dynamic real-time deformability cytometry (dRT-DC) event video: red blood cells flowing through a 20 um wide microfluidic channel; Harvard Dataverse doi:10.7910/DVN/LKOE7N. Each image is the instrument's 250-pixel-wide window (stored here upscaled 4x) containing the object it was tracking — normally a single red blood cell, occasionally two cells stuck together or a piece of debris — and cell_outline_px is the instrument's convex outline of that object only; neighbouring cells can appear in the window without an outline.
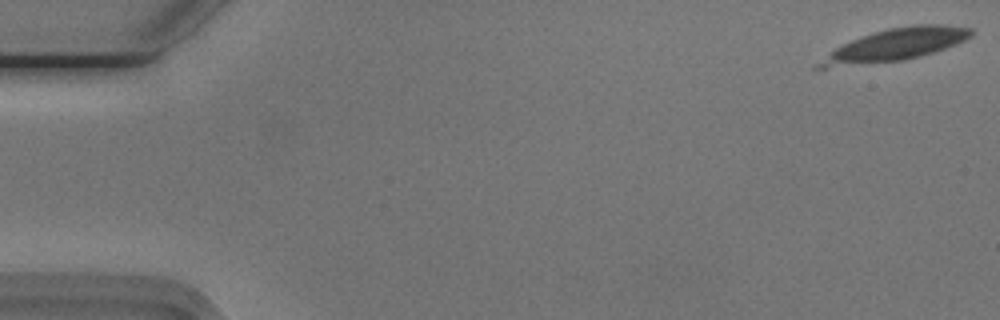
{"species": "Egyptian fruit bat (a non-hibernating species)", "species_latin": "Rousettus aegyptiacus", "temperature_condition": "cold", "stored_images_in_passage": 16, "camera_frame_rate_fps": 3000, "um_per_image_px": 0.085, "animal": {"sex": "male"}, "frame": {"image": 1, "passage_image": 1, "time_ms": 0.0, "image_size_px": [1000, 320], "cell_outline_px": [[972, 36], [956, 44], [936, 52], [904, 60], [828, 68], [812, 68], [812, 64], [836, 48], [852, 40], [872, 32], [888, 28], [912, 24], [944, 24], [972, 28]], "centroid_in_image_um": [76.06, 3.82], "position_along_channel_um": 8.9, "area_um2": 28.73}}
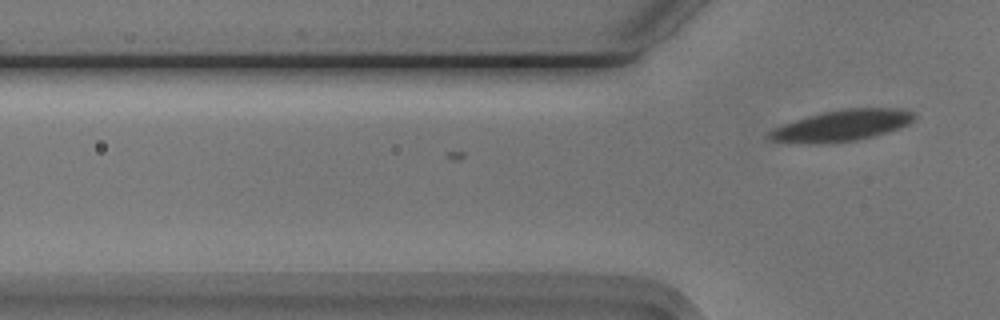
{"frame": {"image": 2, "passage_image": 16, "time_ms": 5.0, "image_size_px": [1000, 320], "cell_outline_px": [[916, 116], [908, 124], [872, 136], [856, 140], [772, 140], [764, 136], [768, 132], [784, 124], [808, 116], [824, 112], [844, 108], [900, 108], [912, 112]], "centroid_in_image_um": [71.66, 10.59], "position_along_channel_um": 54.1, "area_um2": 24.57}}